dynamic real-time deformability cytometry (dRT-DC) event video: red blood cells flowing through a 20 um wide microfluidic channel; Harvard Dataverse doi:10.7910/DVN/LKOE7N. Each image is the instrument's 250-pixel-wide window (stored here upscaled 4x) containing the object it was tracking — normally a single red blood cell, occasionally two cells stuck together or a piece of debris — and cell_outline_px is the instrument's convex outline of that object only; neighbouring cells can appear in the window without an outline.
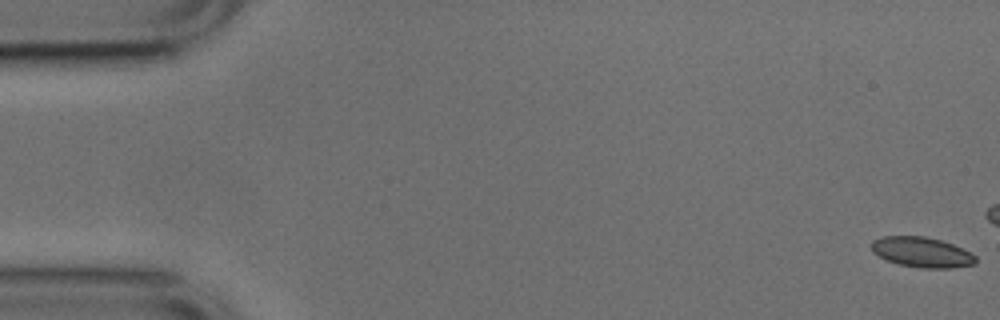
{"species": "common noctule bat (a hibernating species)", "species_latin": "Nyctalus noctula", "temperature_condition": "cold", "stored_images_in_passage": 5, "camera_frame_rate_fps": 3000, "um_per_image_px": 0.085, "animal": {"sex": "male", "body_mass_g": 17.9, "forearm_length_mm": 54.2}, "frame": {"image": 1, "passage_image": 1, "time_ms": 0.0, "image_size_px": [1000, 320], "cell_outline_px": [[976, 264], [952, 268], [920, 268], [900, 264], [888, 260], [872, 252], [872, 240], [884, 236], [924, 236], [940, 240], [952, 244], [976, 256]], "centroid_in_image_um": [78.36, 21.44], "position_along_channel_um": 6.6, "area_um2": 18.15}}